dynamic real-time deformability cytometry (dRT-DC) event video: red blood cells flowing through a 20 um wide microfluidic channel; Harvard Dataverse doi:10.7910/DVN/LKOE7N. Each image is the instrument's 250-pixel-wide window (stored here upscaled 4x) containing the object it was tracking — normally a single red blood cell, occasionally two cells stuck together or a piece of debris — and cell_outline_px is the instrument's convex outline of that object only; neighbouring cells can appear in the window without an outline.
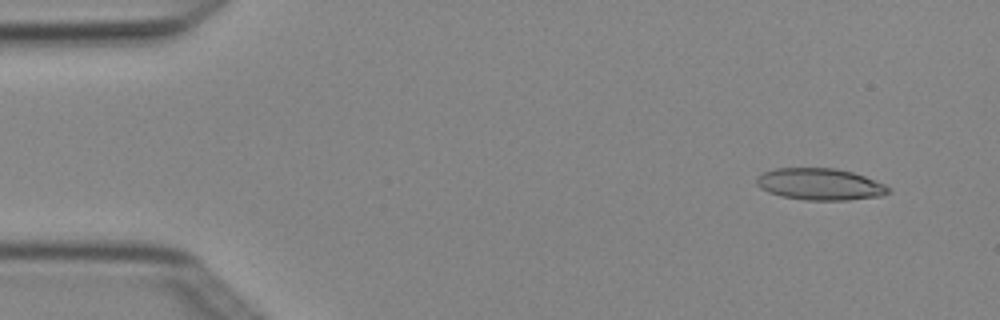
{"species": "Egyptian fruit bat (a non-hibernating species)", "species_latin": "Rousettus aegyptiacus", "temperature_condition": "cold", "stored_images_in_passage": 3, "camera_frame_rate_fps": 3000, "um_per_image_px": 0.085, "animal": {"sex": "female"}, "frame": {"image": 1, "passage_image": 1, "time_ms": 0.0, "image_size_px": [1000, 320], "cell_outline_px": [[892, 192], [880, 196], [848, 200], [804, 200], [780, 196], [768, 192], [760, 188], [756, 184], [756, 176], [764, 172], [776, 168], [836, 168], [852, 172], [864, 176], [884, 184], [892, 188]], "centroid_in_image_um": [69.69, 15.66], "position_along_channel_um": 15.3, "area_um2": 24.57}}